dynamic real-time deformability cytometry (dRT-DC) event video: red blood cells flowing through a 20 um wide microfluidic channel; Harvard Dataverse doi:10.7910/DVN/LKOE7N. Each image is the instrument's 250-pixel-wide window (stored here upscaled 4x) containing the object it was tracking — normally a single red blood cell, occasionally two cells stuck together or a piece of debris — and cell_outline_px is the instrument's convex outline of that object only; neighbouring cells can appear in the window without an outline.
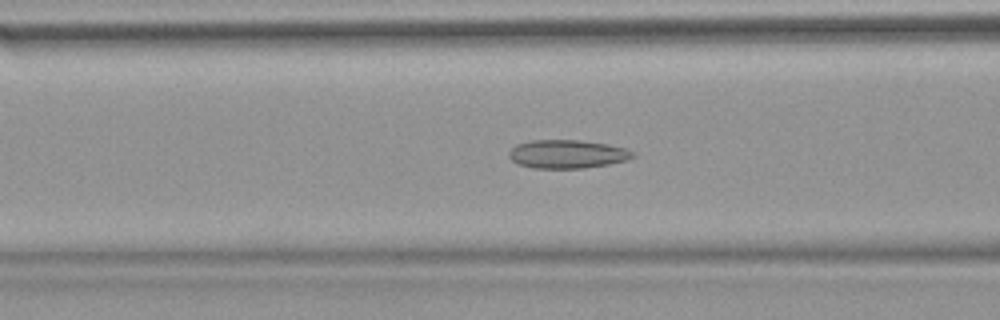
{"species": "common noctule bat (a hibernating species)", "species_latin": "Nyctalus noctula", "temperature_condition": "warm", "stored_images_in_passage": 53, "camera_frame_rate_fps": 3000, "um_per_image_px": 0.085, "animal": {"sex": "female", "body_mass_g": 18.4}, "frame": {"image": 1, "passage_image": 21, "time_ms": 6.667, "image_size_px": [1000, 320], "cell_outline_px": [[636, 156], [628, 160], [608, 164], [584, 168], [532, 168], [516, 164], [508, 156], [508, 152], [516, 144], [532, 140], [580, 140], [608, 144], [624, 148], [632, 152]], "centroid_in_image_um": [48.19, 13.1], "position_along_channel_um": 118.4, "area_um2": 20.63}}
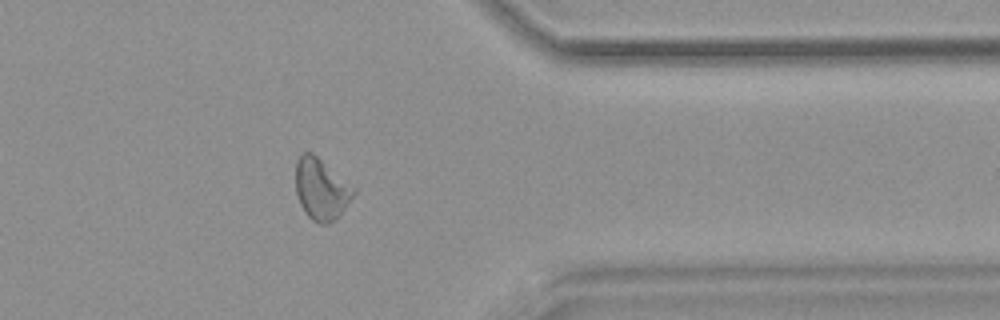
{"frame": {"image": 2, "passage_image": 43, "time_ms": 14.0, "image_size_px": [1000, 320], "cell_outline_px": [[356, 192], [340, 216], [328, 224], [320, 224], [312, 220], [304, 212], [300, 204], [296, 192], [296, 160], [304, 152], [312, 152], [356, 188]], "centroid_in_image_um": [27.31, 16.09], "position_along_channel_um": 384.1, "area_um2": 20.81}}
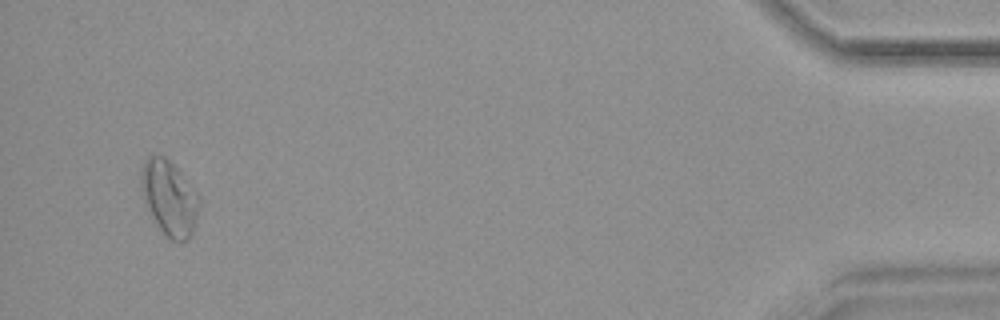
{"frame": {"image": 3, "passage_image": 51, "time_ms": 16.667, "image_size_px": [1000, 320], "cell_outline_px": [[200, 200], [192, 232], [188, 240], [172, 240], [164, 236], [152, 216], [144, 200], [140, 188], [140, 168], [144, 160], [148, 156], [164, 156], [180, 172], [200, 196]], "centroid_in_image_um": [14.36, 16.81], "position_along_channel_um": 420.8, "area_um2": 25.14}, "authors_computed_cell_mechanics": {"area_um2": 21.1548, "velocity_mm_per_s": 3.798, "shape_relaxation_time_tau1_ms": null, "shape_relaxation_time_tau2_ms": 5.2535, "deformation_change_tau1": null, "deformation_change_tau2": 0.1162}}